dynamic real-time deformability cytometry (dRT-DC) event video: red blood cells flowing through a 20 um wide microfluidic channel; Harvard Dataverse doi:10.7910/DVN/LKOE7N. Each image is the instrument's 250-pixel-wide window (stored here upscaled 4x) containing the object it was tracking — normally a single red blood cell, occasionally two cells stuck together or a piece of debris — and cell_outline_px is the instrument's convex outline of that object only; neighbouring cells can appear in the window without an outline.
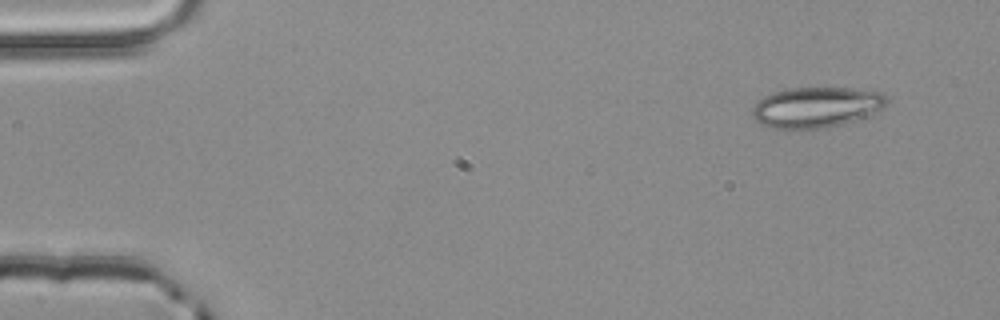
{"species": "common noctule bat (a hibernating species)", "species_latin": "Nyctalus noctula", "temperature_condition": "room temperature", "stored_images_in_passage": 4, "camera_frame_rate_fps": 3000, "um_per_image_px": 0.085, "animal": {"sex": "male", "body_mass_g": 20.4}, "frame": {"image": 1, "passage_image": 1, "time_ms": 0.0, "image_size_px": [1000, 320], "cell_outline_px": [[888, 100], [884, 108], [868, 116], [856, 120], [828, 128], [788, 132], [772, 128], [756, 120], [752, 116], [752, 108], [764, 96], [788, 88], [852, 88], [884, 92]], "centroid_in_image_um": [69.41, 9.15], "position_along_channel_um": 15.6, "area_um2": 32.54}}